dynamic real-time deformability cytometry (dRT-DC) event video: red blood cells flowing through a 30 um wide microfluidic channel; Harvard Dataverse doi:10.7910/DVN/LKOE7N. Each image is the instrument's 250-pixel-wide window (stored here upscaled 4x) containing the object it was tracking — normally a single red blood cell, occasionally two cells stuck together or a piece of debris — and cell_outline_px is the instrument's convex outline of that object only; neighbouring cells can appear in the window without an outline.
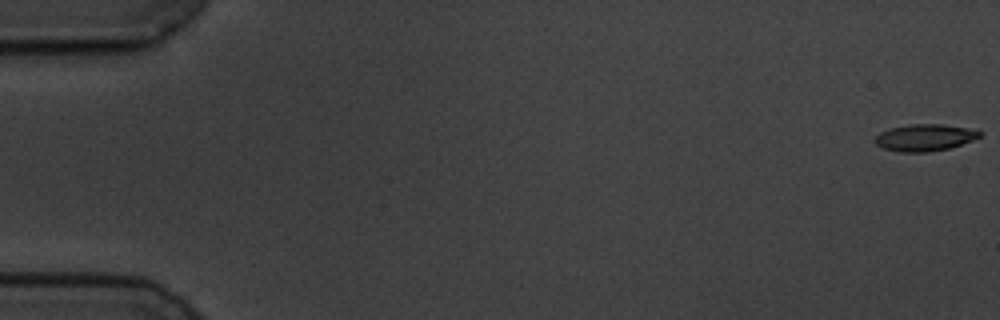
{"species": "common noctule bat (a hibernating species)", "species_latin": "Nyctalus noctula", "temperature_condition": "cold", "stored_images_in_passage": 39, "camera_frame_rate_fps": 3000, "um_per_image_px": 0.085, "animal": {"sex": "male", "body_mass_g": 19.5, "forearm_length_mm": 54.6}, "frame": {"image": 1, "passage_image": 1, "time_ms": 0.0, "image_size_px": [1000, 320], "cell_outline_px": [[984, 132], [980, 136], [972, 140], [948, 148], [928, 152], [896, 152], [884, 148], [876, 144], [872, 140], [880, 132], [888, 128], [912, 124], [940, 124], [968, 128]], "centroid_in_image_um": [78.56, 11.69], "position_along_channel_um": 6.4, "area_um2": 16.36}}
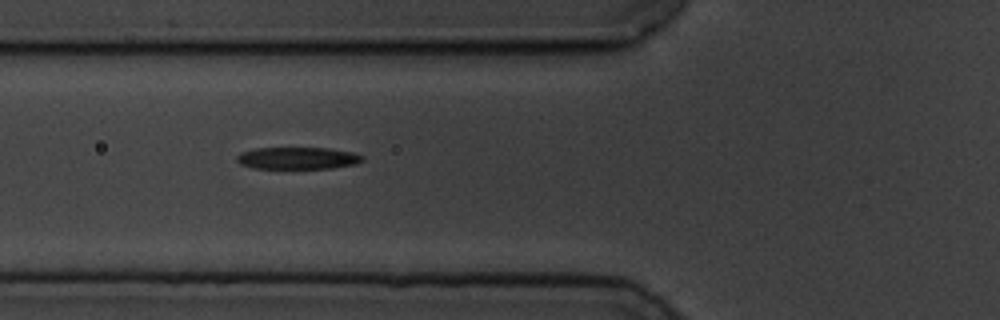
{"frame": {"image": 2, "passage_image": 22, "time_ms": 7.0, "image_size_px": [1000, 320], "cell_outline_px": [[364, 160], [356, 164], [332, 168], [252, 168], [240, 164], [236, 160], [236, 156], [240, 152], [256, 148], [328, 148], [352, 152], [364, 156]], "centroid_in_image_um": [25.29, 13.44], "position_along_channel_um": 100.5, "area_um2": 16.18}}
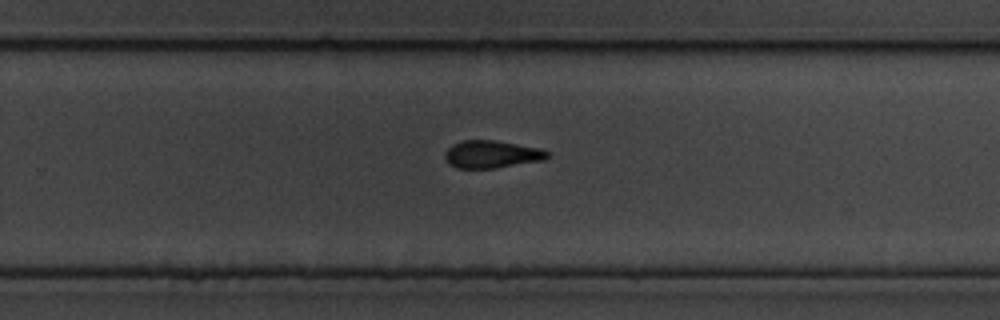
{"frame": {"image": 3, "passage_image": 38, "time_ms": 12.333, "image_size_px": [1000, 320], "cell_outline_px": [[548, 156], [544, 160], [496, 168], [456, 168], [448, 164], [444, 156], [444, 152], [452, 144], [464, 140], [492, 140], [540, 148], [548, 152]], "centroid_in_image_um": [41.75, 13.12], "position_along_channel_um": 288.1, "area_um2": 16.42}}